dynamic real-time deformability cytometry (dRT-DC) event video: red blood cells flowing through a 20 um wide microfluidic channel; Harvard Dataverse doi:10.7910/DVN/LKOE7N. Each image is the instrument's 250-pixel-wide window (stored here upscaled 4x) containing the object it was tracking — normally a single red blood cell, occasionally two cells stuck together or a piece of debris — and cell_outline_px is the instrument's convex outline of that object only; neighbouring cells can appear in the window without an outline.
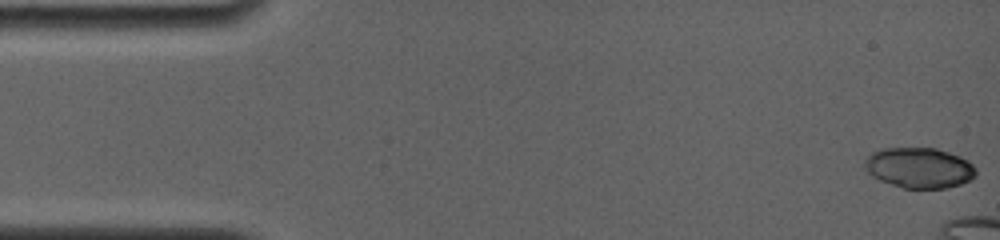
{"species": "common noctule bat (a hibernating species)", "species_latin": "Nyctalus noctula", "temperature_condition": "room temperature", "stored_images_in_passage": 5, "camera_frame_rate_fps": 4000, "um_per_image_px": 0.085, "animal": {"sex": "female", "body_mass_g": 19.0, "forearm_length_mm": 56.7}, "frame": {"image": 1, "passage_image": 1, "time_ms": 0.0, "image_size_px": [1000, 240], "cell_outline_px": [[976, 176], [960, 184], [948, 188], [904, 188], [880, 180], [872, 176], [864, 168], [864, 160], [872, 152], [884, 148], [936, 148], [960, 156], [968, 160], [976, 168]], "centroid_in_image_um": [78.14, 14.26], "position_along_channel_um": 6.9, "area_um2": 26.24}}